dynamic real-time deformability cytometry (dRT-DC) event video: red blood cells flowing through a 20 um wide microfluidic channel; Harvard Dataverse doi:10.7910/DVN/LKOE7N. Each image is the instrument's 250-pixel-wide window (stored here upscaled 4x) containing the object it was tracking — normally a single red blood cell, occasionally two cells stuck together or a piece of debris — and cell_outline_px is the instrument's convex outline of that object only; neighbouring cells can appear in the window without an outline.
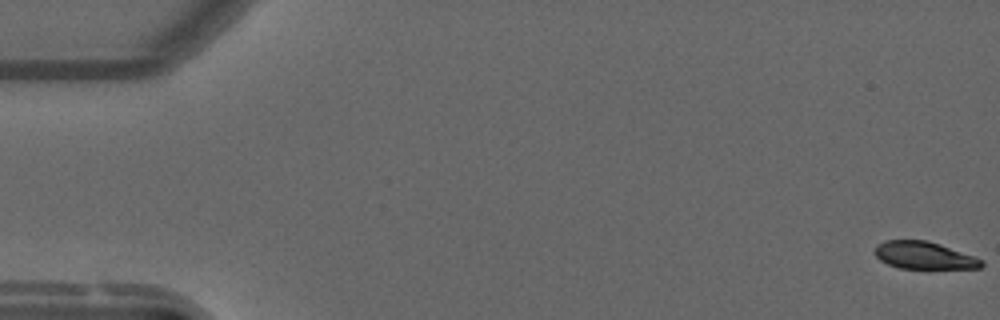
{"species": "common noctule bat (a hibernating species)", "species_latin": "Nyctalus noctula", "temperature_condition": "warm", "stored_images_in_passage": 56, "camera_frame_rate_fps": 3000, "um_per_image_px": 0.085, "animal": {"sex": "male", "forearm_length_mm": 52.5}, "frame": {"image": 1, "passage_image": 1, "time_ms": 0.0, "image_size_px": [1000, 320], "cell_outline_px": [[984, 264], [980, 268], [900, 268], [888, 264], [880, 260], [872, 252], [876, 244], [884, 240], [928, 240], [940, 244], [984, 260]], "centroid_in_image_um": [78.5, 21.69], "position_along_channel_um": 6.5, "area_um2": 17.05}}
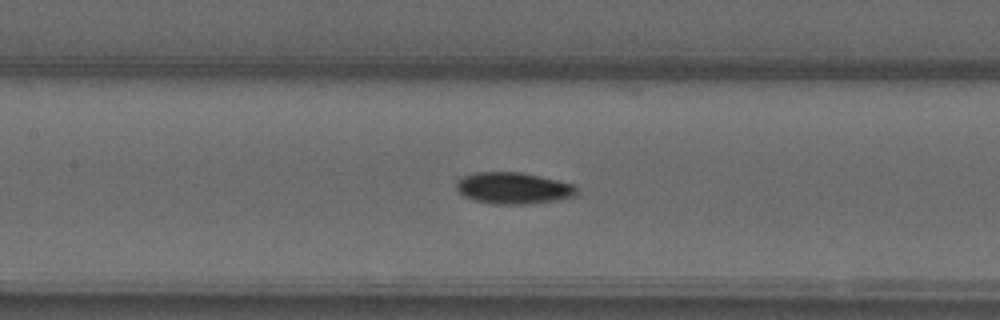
{"frame": {"image": 2, "passage_image": 26, "time_ms": 8.333, "image_size_px": [1000, 320], "cell_outline_px": [[576, 196], [560, 200], [532, 204], [492, 204], [476, 200], [464, 196], [456, 192], [456, 180], [464, 176], [476, 172], [520, 172], [540, 176], [576, 184]], "centroid_in_image_um": [43.65, 16.0], "position_along_channel_um": 163.8, "area_um2": 22.43}}
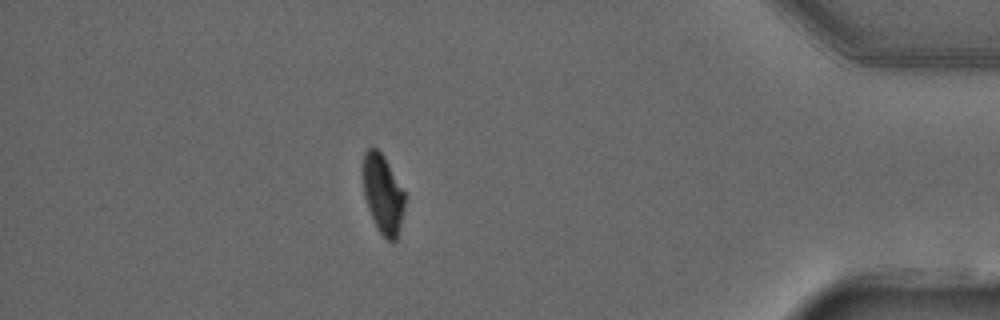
{"frame": {"image": 3, "passage_image": 49, "time_ms": 16.0, "image_size_px": [1000, 320], "cell_outline_px": [[404, 208], [396, 240], [388, 240], [380, 232], [368, 208], [364, 196], [364, 152], [368, 148], [376, 148], [384, 156], [404, 192]], "centroid_in_image_um": [32.54, 16.47], "position_along_channel_um": 402.7, "area_um2": 18.55}, "authors_computed_cell_mechanics": {"area_um2": 20.4034, "velocity_mm_per_s": 3.7079, "shape_relaxation_time_tau1_ms": 3.6661, "shape_relaxation_time_tau2_ms": 7.8765, "deformation_change_tau1": 0.1709, "deformation_change_tau2": 0.081}}